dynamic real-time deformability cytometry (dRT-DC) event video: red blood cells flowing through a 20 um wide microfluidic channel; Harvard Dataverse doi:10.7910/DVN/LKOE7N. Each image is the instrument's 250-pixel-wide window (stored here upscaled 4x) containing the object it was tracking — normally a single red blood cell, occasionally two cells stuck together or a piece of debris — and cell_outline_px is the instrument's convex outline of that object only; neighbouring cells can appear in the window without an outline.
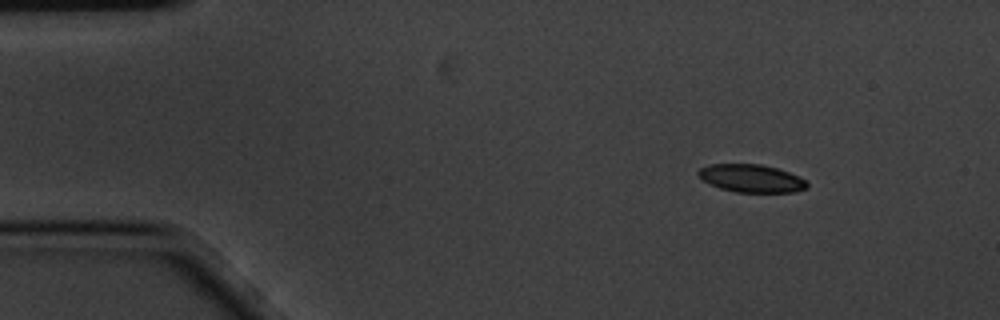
{"species": "common noctule bat (a hibernating species)", "species_latin": "Nyctalus noctula", "temperature_condition": "cold", "stored_images_in_passage": 6, "camera_frame_rate_fps": 3000, "um_per_image_px": 0.085, "animal": {"sex": "male", "body_mass_g": 20.1, "forearm_length_mm": 53.5}, "frame": {"image": 1, "passage_image": 1, "time_ms": 0.0, "image_size_px": [1000, 320], "cell_outline_px": [[808, 188], [796, 192], [736, 192], [720, 188], [704, 180], [696, 172], [700, 168], [712, 164], [760, 164], [776, 168], [800, 176], [808, 184]], "centroid_in_image_um": [63.9, 15.16], "position_along_channel_um": 21.1, "area_um2": 17.51}}
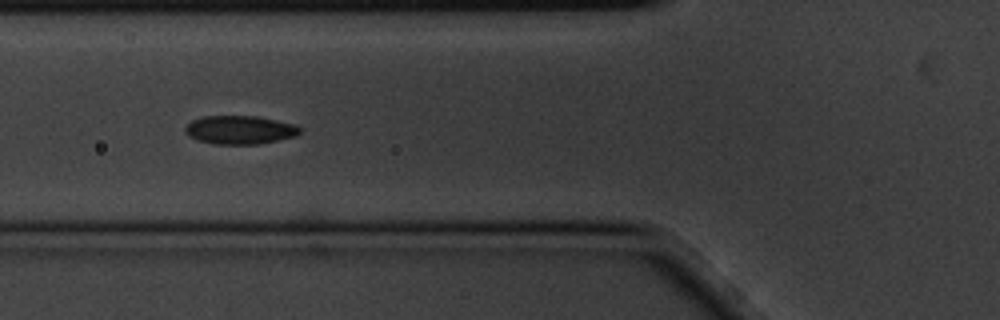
{"frame": {"image": 2, "passage_image": 5, "time_ms": 1.333, "image_size_px": [1000, 320], "cell_outline_px": [[300, 132], [296, 136], [260, 144], [216, 144], [200, 140], [188, 136], [184, 132], [184, 128], [192, 120], [204, 116], [256, 116], [296, 124], [300, 128]], "centroid_in_image_um": [20.39, 11.04], "position_along_channel_um": 105.4, "area_um2": 19.02}}
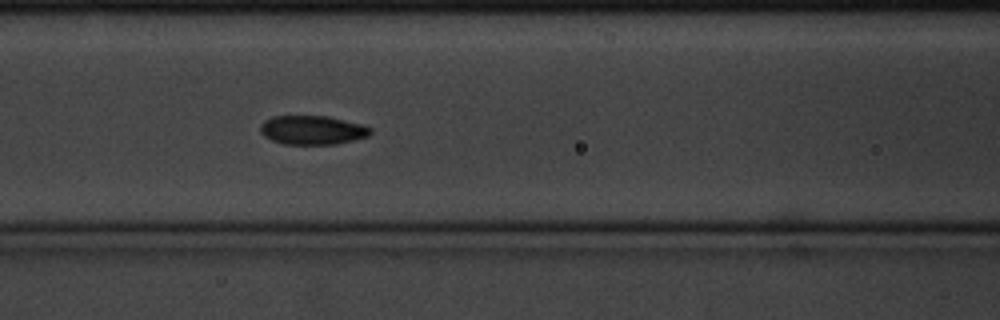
{"frame": {"image": 3, "passage_image": 6, "time_ms": 1.667, "image_size_px": [1000, 320], "cell_outline_px": [[372, 132], [368, 136], [336, 144], [284, 144], [272, 140], [264, 136], [260, 132], [260, 124], [264, 120], [272, 116], [328, 116], [364, 124], [372, 128]], "centroid_in_image_um": [26.56, 11.04], "position_along_channel_um": 140.0, "area_um2": 18.73}}